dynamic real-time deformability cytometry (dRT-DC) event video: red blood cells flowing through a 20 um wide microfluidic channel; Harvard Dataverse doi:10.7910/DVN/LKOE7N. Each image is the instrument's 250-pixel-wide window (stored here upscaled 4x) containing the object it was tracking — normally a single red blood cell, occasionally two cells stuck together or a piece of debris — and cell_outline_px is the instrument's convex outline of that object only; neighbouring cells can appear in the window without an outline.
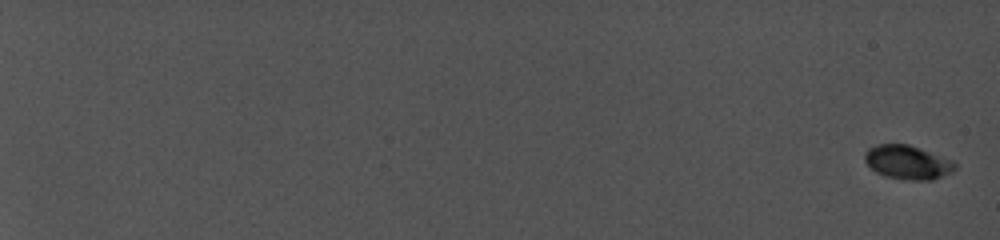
{"species": "common noctule bat (a hibernating species)", "species_latin": "Nyctalus noctula", "temperature_condition": "cold", "stored_images_in_passage": 9, "camera_frame_rate_fps": 5000, "um_per_image_px": 0.085, "animal": {"sex": "female", "body_mass_g": 19.0, "forearm_length_mm": 56.7}, "frame": {"image": 1, "passage_image": 1, "time_ms": 0.0, "image_size_px": [1000, 240], "cell_outline_px": [[956, 168], [952, 172], [932, 180], [912, 180], [884, 176], [876, 172], [864, 160], [864, 152], [868, 148], [876, 144], [908, 144], [952, 160], [956, 164]], "centroid_in_image_um": [77.13, 13.79], "position_along_channel_um": 7.9, "area_um2": 17.74}}
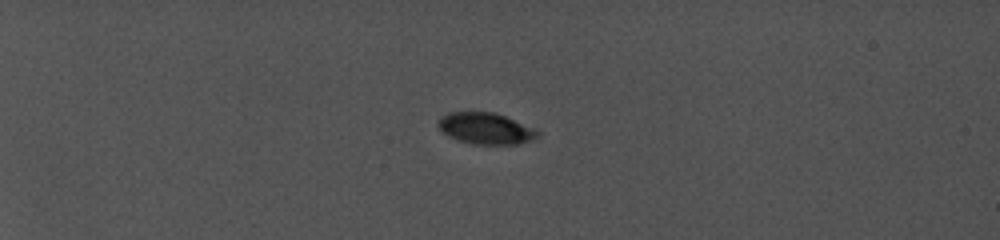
{"frame": {"image": 2, "passage_image": 6, "time_ms": 6.4, "image_size_px": [1000, 240], "cell_outline_px": [[540, 136], [532, 140], [520, 144], [472, 144], [456, 140], [448, 136], [440, 128], [440, 116], [448, 112], [496, 112], [536, 128], [540, 132]], "centroid_in_image_um": [41.35, 10.92], "position_along_channel_um": 43.7, "area_um2": 18.38}}
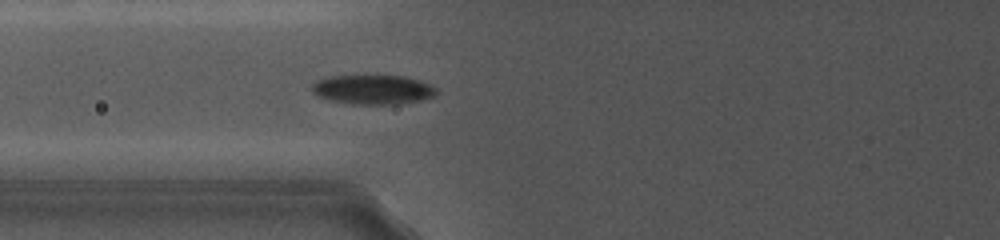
{"frame": {"image": 3, "passage_image": 9, "time_ms": 10.2, "image_size_px": [1000, 240], "cell_outline_px": [[440, 92], [432, 96], [420, 100], [400, 104], [352, 104], [328, 100], [312, 92], [312, 84], [316, 80], [328, 76], [376, 72], [404, 76], [420, 80], [436, 88]], "centroid_in_image_um": [31.67, 7.55], "position_along_channel_um": 94.1, "area_um2": 22.43}}